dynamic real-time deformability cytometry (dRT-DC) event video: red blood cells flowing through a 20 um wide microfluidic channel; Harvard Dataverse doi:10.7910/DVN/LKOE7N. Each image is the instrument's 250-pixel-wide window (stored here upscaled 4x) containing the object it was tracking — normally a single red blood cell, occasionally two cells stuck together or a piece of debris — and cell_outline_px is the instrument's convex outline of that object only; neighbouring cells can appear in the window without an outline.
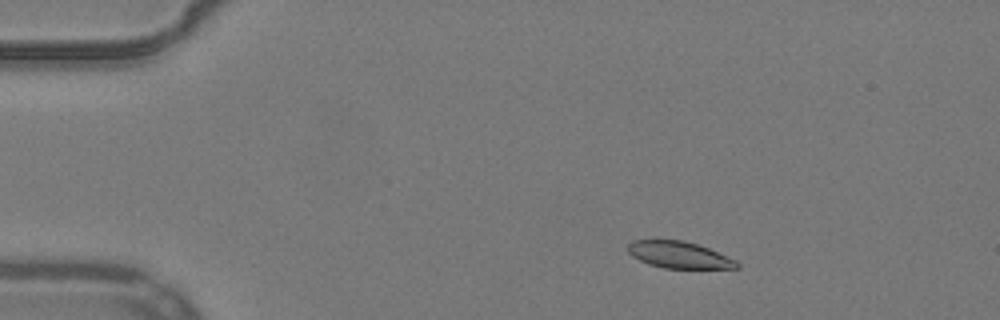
{"species": "common noctule bat (a hibernating species)", "species_latin": "Nyctalus noctula", "temperature_condition": "warm", "stored_images_in_passage": 51, "camera_frame_rate_fps": 3000, "um_per_image_px": 0.085, "animal": {"sex": "male", "body_mass_g": 19.2, "forearm_length_mm": 51.8}, "frame": {"image": 1, "passage_image": 7, "time_ms": 2.0, "image_size_px": [1000, 320], "cell_outline_px": [[740, 268], [664, 268], [648, 264], [632, 256], [628, 252], [628, 244], [632, 240], [656, 236], [684, 240], [708, 248], [736, 260], [740, 264]], "centroid_in_image_um": [57.64, 21.6], "position_along_channel_um": 27.4, "area_um2": 17.63}}
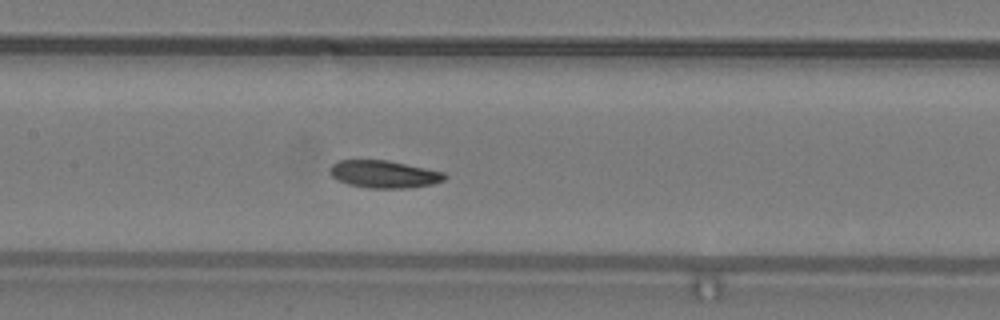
{"frame": {"image": 2, "passage_image": 24, "time_ms": 7.667, "image_size_px": [1000, 320], "cell_outline_px": [[448, 176], [444, 180], [432, 184], [408, 188], [368, 188], [348, 184], [336, 180], [332, 176], [332, 164], [340, 160], [388, 160], [444, 172]], "centroid_in_image_um": [32.67, 14.81], "position_along_channel_um": 174.7, "area_um2": 18.26}}
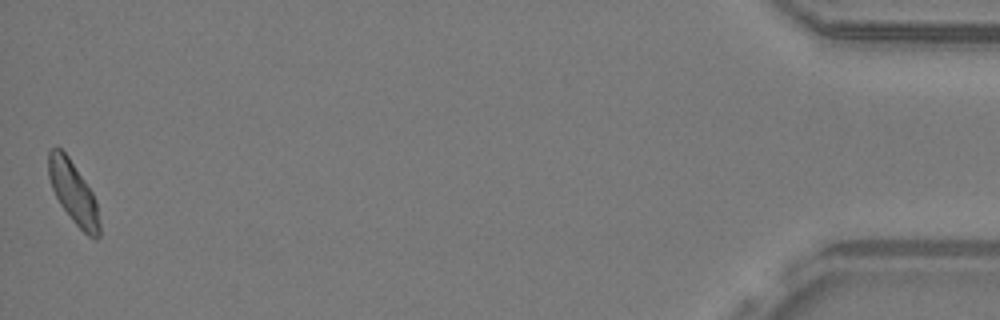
{"frame": {"image": 3, "passage_image": 51, "time_ms": 16.667, "image_size_px": [1000, 320], "cell_outline_px": [[100, 236], [96, 240], [88, 236], [72, 220], [60, 204], [52, 188], [48, 176], [48, 152], [52, 148], [60, 148], [68, 156], [92, 192], [96, 200], [100, 224]], "centroid_in_image_um": [6.24, 16.4], "position_along_channel_um": 429.0, "area_um2": 18.32}, "authors_computed_cell_mechanics": {"area_um2": 18.4382, "velocity_mm_per_s": 3.8832, "shape_relaxation_time_tau1_ms": 4.7589, "shape_relaxation_time_tau2_ms": 3.7433, "deformation_change_tau1": 0.133, "deformation_change_tau2": 0.1007}}